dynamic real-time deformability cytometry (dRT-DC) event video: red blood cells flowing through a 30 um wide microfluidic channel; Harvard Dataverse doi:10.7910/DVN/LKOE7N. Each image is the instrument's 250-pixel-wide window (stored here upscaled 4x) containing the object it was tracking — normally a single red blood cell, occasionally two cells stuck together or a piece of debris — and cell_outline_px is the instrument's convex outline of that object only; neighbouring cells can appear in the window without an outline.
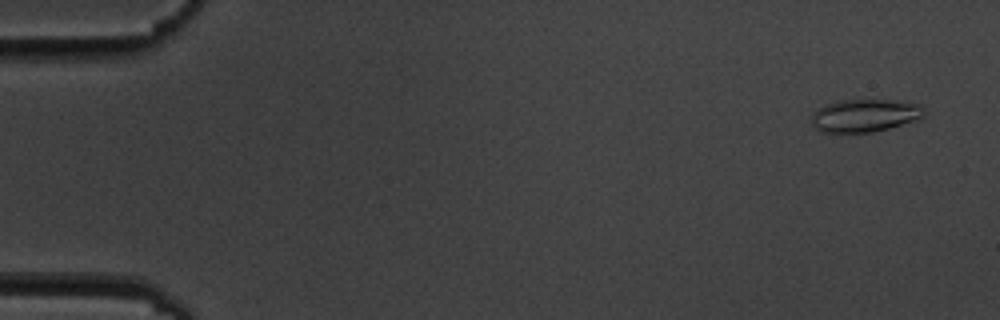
{"species": "common noctule bat (a hibernating species)", "species_latin": "Nyctalus noctula", "temperature_condition": "cold", "stored_images_in_passage": 5, "camera_frame_rate_fps": 3000, "um_per_image_px": 0.085, "animal": {"sex": "male", "body_mass_g": 19.5, "forearm_length_mm": 54.6}, "frame": {"image": 1, "passage_image": 1, "time_ms": 0.0, "image_size_px": [1000, 320], "cell_outline_px": [[924, 116], [916, 120], [888, 128], [872, 132], [820, 132], [812, 124], [812, 112], [836, 100], [856, 96], [920, 104], [924, 108]], "centroid_in_image_um": [73.48, 9.77], "position_along_channel_um": 11.5, "area_um2": 22.08}}
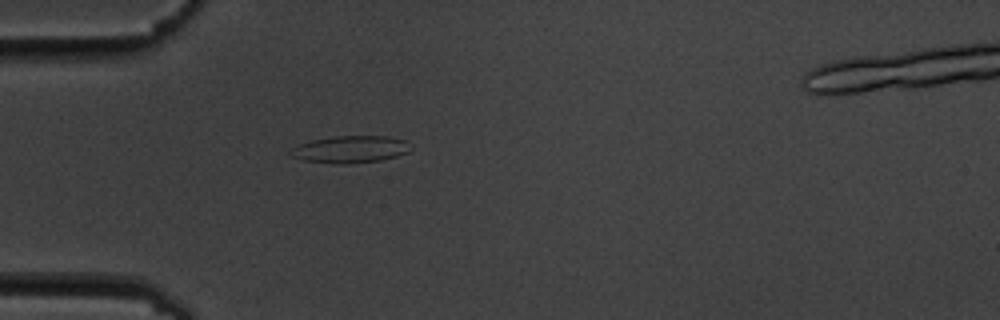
{"frame": {"image": 2, "passage_image": 5, "time_ms": 4.667, "image_size_px": [1000, 320], "cell_outline_px": [[412, 148], [408, 152], [396, 156], [380, 160], [348, 164], [336, 164], [304, 160], [292, 156], [288, 152], [292, 148], [300, 144], [312, 140], [336, 136], [388, 136], [404, 140]], "centroid_in_image_um": [29.78, 12.69], "position_along_channel_um": 55.2, "area_um2": 18.84}}